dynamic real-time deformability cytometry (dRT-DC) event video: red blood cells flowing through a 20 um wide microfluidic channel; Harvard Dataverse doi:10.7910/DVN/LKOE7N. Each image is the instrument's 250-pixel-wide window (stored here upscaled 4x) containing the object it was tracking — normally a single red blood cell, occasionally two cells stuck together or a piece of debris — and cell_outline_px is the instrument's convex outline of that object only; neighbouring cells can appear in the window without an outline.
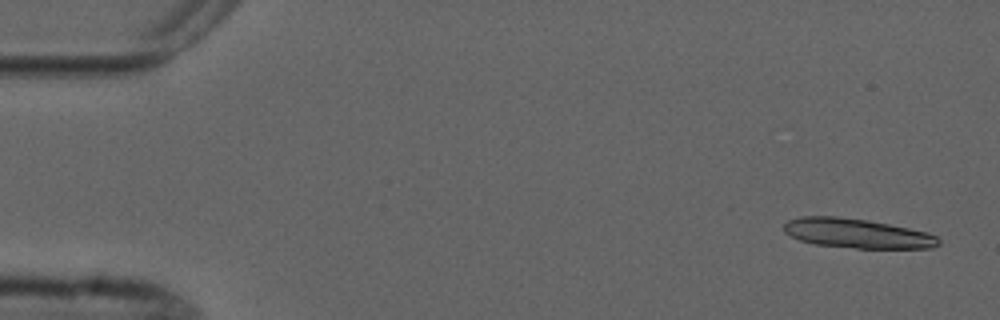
{"species": "common noctule bat (a hibernating species)", "species_latin": "Nyctalus noctula", "temperature_condition": "cold", "stored_images_in_passage": 4, "camera_frame_rate_fps": 3000, "um_per_image_px": 0.085, "animal": {"sex": "male", "forearm_length_mm": 52.5}, "frame": {"image": 1, "passage_image": 1, "time_ms": 0.0, "image_size_px": [1000, 320], "cell_outline_px": [[940, 244], [932, 248], [856, 248], [816, 244], [800, 240], [784, 232], [784, 224], [788, 220], [800, 216], [836, 216], [868, 220], [928, 232], [936, 236], [940, 240]], "centroid_in_image_um": [72.85, 19.83], "position_along_channel_um": 12.1, "area_um2": 26.47}}